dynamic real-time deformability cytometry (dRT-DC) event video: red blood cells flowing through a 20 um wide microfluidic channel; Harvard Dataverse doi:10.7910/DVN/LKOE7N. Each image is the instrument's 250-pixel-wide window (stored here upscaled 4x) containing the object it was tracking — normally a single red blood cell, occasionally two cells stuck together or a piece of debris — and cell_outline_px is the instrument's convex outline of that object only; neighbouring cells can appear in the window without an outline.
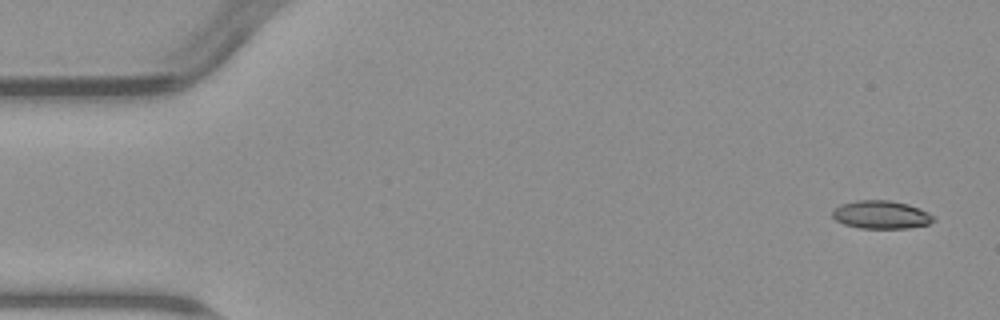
{"species": "common noctule bat (a hibernating species)", "species_latin": "Nyctalus noctula", "temperature_condition": "warm", "stored_images_in_passage": 5, "camera_frame_rate_fps": 3000, "um_per_image_px": 0.085, "animal": {"sex": "male", "body_mass_g": 23.1, "forearm_length_mm": 52.7}, "frame": {"image": 1, "passage_image": 1, "time_ms": 0.0, "image_size_px": [1000, 320], "cell_outline_px": [[936, 220], [928, 224], [908, 228], [860, 228], [844, 224], [836, 220], [832, 216], [832, 212], [840, 204], [856, 200], [892, 200], [908, 204], [920, 208], [936, 216]], "centroid_in_image_um": [74.93, 18.24], "position_along_channel_um": 10.1, "area_um2": 16.7}}
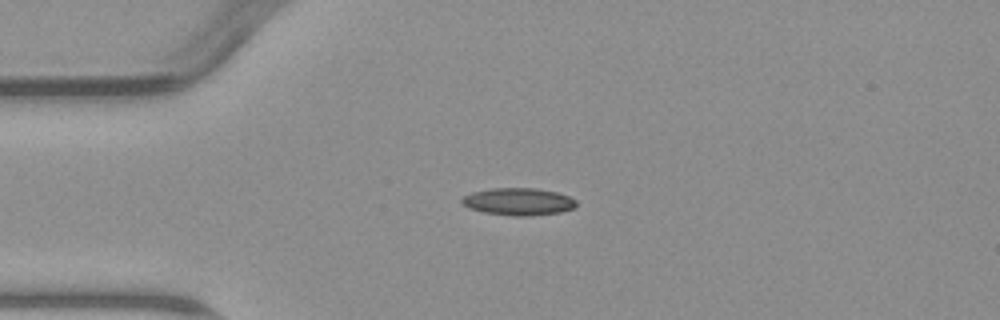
{"frame": {"image": 2, "passage_image": 4, "time_ms": 3.667, "image_size_px": [1000, 320], "cell_outline_px": [[576, 204], [572, 208], [560, 212], [528, 216], [512, 216], [484, 212], [468, 208], [460, 204], [460, 200], [464, 196], [472, 192], [492, 188], [536, 188], [556, 192], [568, 196], [576, 200]], "centroid_in_image_um": [44.01, 17.14], "position_along_channel_um": 41.0, "area_um2": 18.21}}